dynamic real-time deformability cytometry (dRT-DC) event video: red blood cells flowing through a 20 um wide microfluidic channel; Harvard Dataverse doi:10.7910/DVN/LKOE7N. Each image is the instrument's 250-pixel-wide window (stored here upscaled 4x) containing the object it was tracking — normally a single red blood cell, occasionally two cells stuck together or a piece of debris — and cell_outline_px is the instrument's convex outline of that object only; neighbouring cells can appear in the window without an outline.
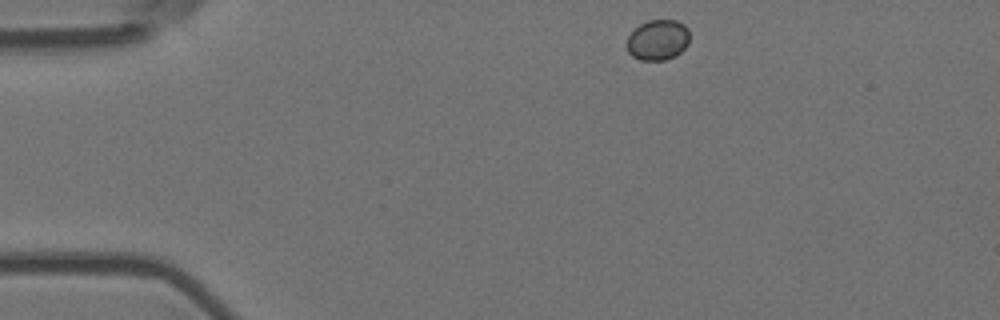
{"species": "Egyptian fruit bat (a non-hibernating species)", "species_latin": "Rousettus aegyptiacus", "temperature_condition": "room temperature", "stored_images_in_passage": 32, "camera_frame_rate_fps": 3000, "um_per_image_px": 0.085, "animal": {"sex": "female"}, "frame": {"image": 1, "passage_image": 1, "time_ms": 0.0, "image_size_px": [1000, 320], "cell_outline_px": [[688, 44], [676, 56], [664, 60], [640, 60], [632, 56], [628, 52], [624, 44], [628, 36], [640, 24], [648, 20], [676, 20], [684, 24], [688, 28]], "centroid_in_image_um": [55.89, 3.4], "position_along_channel_um": 29.1, "area_um2": 14.97}}
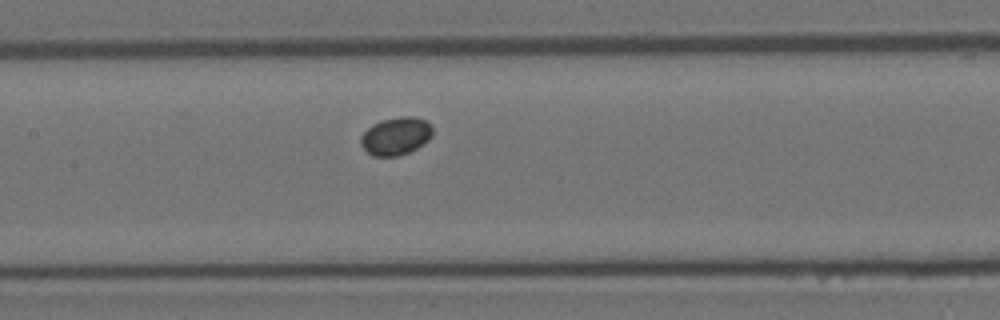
{"frame": {"image": 2, "passage_image": 18, "time_ms": 5.667, "image_size_px": [1000, 320], "cell_outline_px": [[432, 136], [428, 140], [416, 148], [408, 152], [396, 156], [372, 156], [360, 144], [360, 136], [372, 124], [380, 120], [400, 116], [412, 116], [424, 120], [432, 124]], "centroid_in_image_um": [33.64, 11.55], "position_along_channel_um": 173.8, "area_um2": 15.84}}
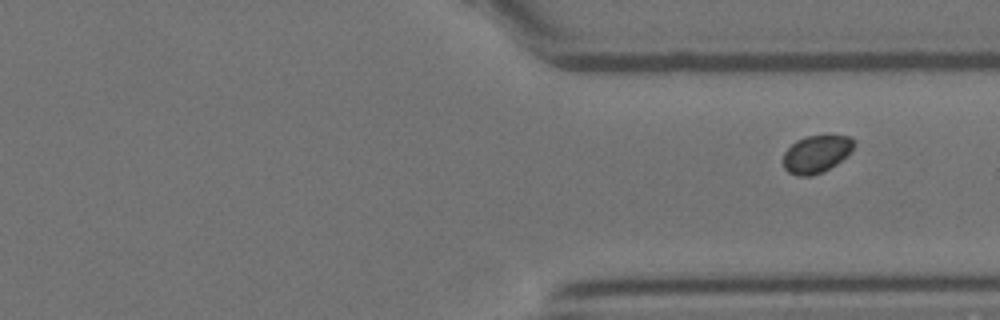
{"frame": {"image": 3, "passage_image": 32, "time_ms": 10.333, "image_size_px": [1000, 320], "cell_outline_px": [[852, 148], [836, 164], [812, 176], [796, 176], [788, 172], [784, 168], [784, 152], [796, 140], [808, 136], [824, 132], [848, 136], [852, 140]], "centroid_in_image_um": [69.35, 13.05], "position_along_channel_um": 342.0, "area_um2": 15.49}}